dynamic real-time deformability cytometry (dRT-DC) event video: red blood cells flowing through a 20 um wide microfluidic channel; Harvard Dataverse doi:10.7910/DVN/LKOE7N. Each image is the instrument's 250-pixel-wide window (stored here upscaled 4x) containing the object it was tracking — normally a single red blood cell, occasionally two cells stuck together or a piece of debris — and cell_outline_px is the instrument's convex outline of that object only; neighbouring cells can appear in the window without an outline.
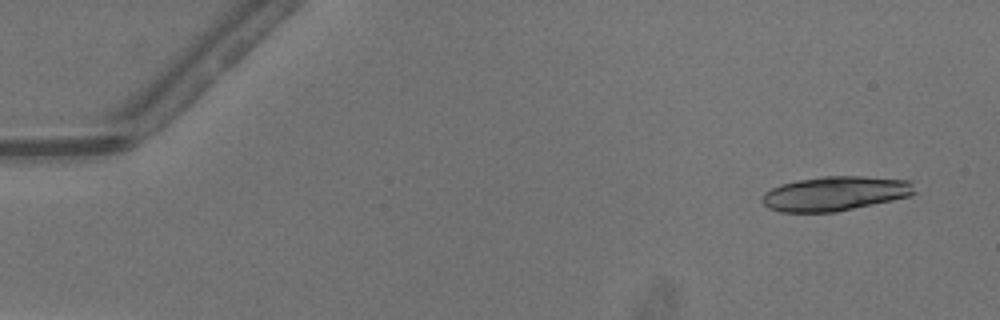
{"species": "common noctule bat (a hibernating species)", "species_latin": "Nyctalus noctula", "temperature_condition": "warm", "stored_images_in_passage": 20, "camera_frame_rate_fps": 3000, "um_per_image_px": 0.085, "animal": {"sex": "male", "body_mass_g": 13.3}, "frame": {"image": 1, "passage_image": 3, "time_ms": 0.667, "image_size_px": [1000, 320], "cell_outline_px": [[916, 192], [912, 196], [836, 212], [780, 212], [768, 208], [760, 200], [764, 192], [780, 184], [796, 180], [824, 176], [864, 176], [912, 180]], "centroid_in_image_um": [71.0, 16.44], "position_along_channel_um": 14.0, "area_um2": 30.98}}